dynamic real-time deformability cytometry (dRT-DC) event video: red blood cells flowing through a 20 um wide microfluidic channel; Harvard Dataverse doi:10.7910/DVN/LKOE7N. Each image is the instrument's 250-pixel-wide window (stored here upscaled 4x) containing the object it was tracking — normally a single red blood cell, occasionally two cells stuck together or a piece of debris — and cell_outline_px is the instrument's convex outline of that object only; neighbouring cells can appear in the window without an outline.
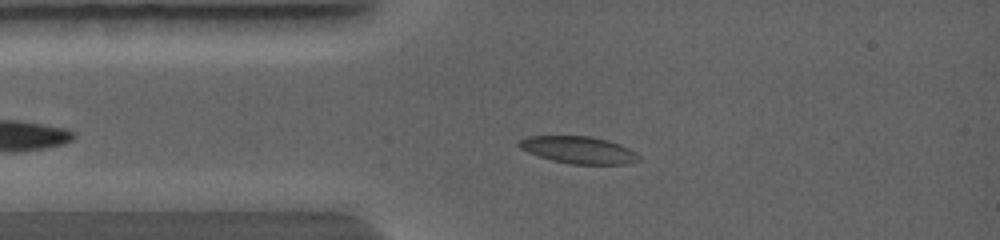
{"species": "common noctule bat (a hibernating species)", "species_latin": "Nyctalus noctula", "temperature_condition": "warm", "stored_images_in_passage": 10, "camera_frame_rate_fps": 5000, "um_per_image_px": 0.085, "animal": {"sex": "female", "body_mass_g": 19.0, "forearm_length_mm": 56.7}, "frame": {"image": 1, "passage_image": 1, "time_ms": 0.0, "image_size_px": [1000, 240], "cell_outline_px": [[632, 160], [628, 164], [568, 164], [552, 160], [528, 152], [520, 148], [520, 140], [536, 136], [584, 136], [616, 144], [624, 148]], "centroid_in_image_um": [48.96, 12.75], "position_along_channel_um": 36.0, "area_um2": 17.4}}
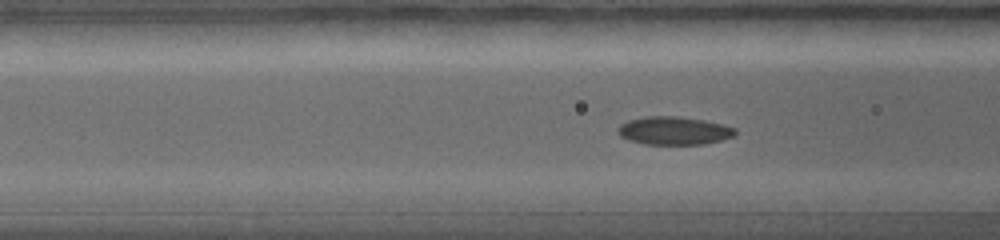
{"frame": {"image": 2, "passage_image": 5, "time_ms": 1.6, "image_size_px": [1000, 240], "cell_outline_px": [[736, 132], [732, 136], [720, 140], [704, 144], [644, 144], [632, 140], [624, 136], [620, 132], [620, 128], [624, 124], [632, 120], [648, 116], [672, 116], [700, 120], [720, 124], [732, 128]], "centroid_in_image_um": [57.33, 11.12], "position_along_channel_um": 109.3, "area_um2": 18.21}}
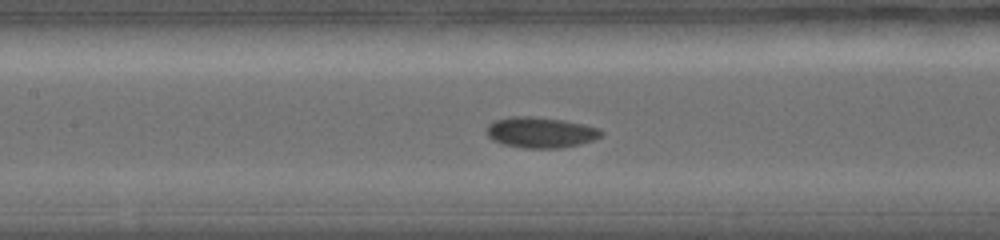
{"frame": {"image": 3, "passage_image": 9, "time_ms": 2.6, "image_size_px": [1000, 240], "cell_outline_px": [[604, 132], [600, 136], [592, 140], [580, 144], [564, 148], [524, 148], [504, 144], [492, 140], [488, 136], [488, 128], [496, 120], [512, 116], [532, 116], [560, 120], [580, 124], [596, 128]], "centroid_in_image_um": [45.95, 11.27], "position_along_channel_um": 161.5, "area_um2": 20.06}}